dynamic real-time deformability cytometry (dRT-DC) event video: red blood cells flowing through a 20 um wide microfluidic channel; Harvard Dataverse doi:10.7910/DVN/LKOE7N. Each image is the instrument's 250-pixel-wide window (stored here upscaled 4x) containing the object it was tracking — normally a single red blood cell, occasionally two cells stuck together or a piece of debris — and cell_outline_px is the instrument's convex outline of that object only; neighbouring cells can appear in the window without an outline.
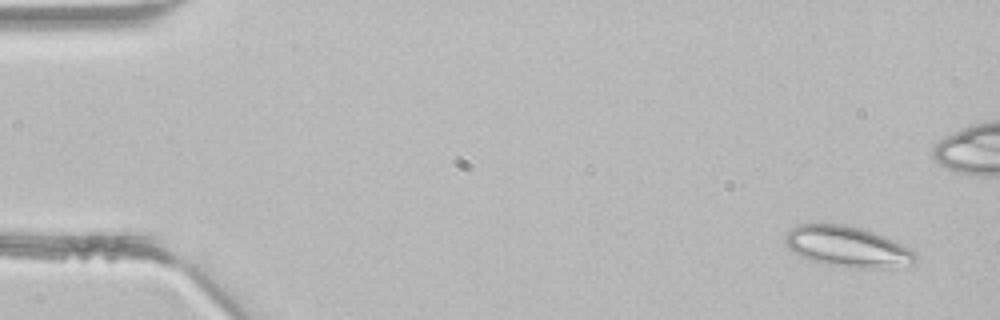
{"species": "common noctule bat (a hibernating species)", "species_latin": "Nyctalus noctula", "temperature_condition": "room temperature", "stored_images_in_passage": 2, "camera_frame_rate_fps": 3000, "um_per_image_px": 0.085, "animal": {"sex": "male", "body_mass_g": 21.5, "forearm_length_mm": 52.0}, "frame": {"image": 1, "passage_image": 2, "time_ms": 0.333, "image_size_px": [1000, 320], "cell_outline_px": [[916, 260], [884, 268], [832, 264], [812, 260], [800, 256], [788, 248], [784, 244], [784, 236], [792, 228], [800, 224], [844, 224], [864, 228], [884, 236], [916, 252]], "centroid_in_image_um": [71.95, 20.91], "position_along_channel_um": 13.0, "area_um2": 29.88}}